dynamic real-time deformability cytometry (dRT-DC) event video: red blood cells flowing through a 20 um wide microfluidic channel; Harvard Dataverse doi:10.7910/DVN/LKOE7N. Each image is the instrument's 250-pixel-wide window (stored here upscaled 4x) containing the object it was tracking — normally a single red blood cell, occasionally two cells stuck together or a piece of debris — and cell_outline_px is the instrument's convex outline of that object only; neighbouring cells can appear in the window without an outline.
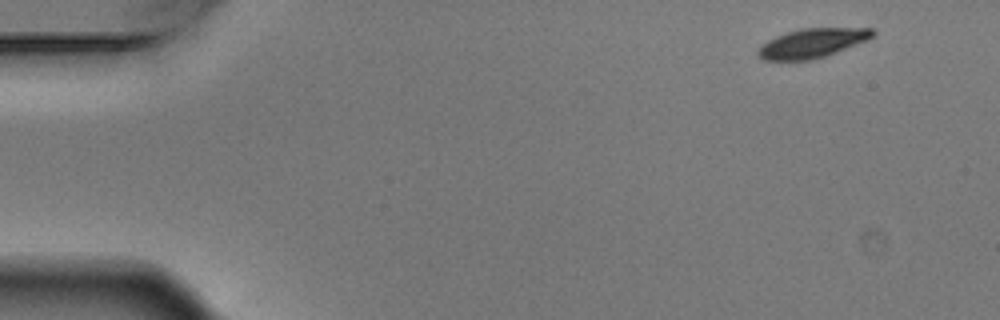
{"species": "Egyptian fruit bat (a non-hibernating species)", "species_latin": "Rousettus aegyptiacus", "temperature_condition": "warm", "stored_images_in_passage": 5, "camera_frame_rate_fps": 3000, "um_per_image_px": 0.085, "animal": {"sex": "male"}, "frame": {"image": 1, "passage_image": 1, "time_ms": 0.0, "image_size_px": [1000, 320], "cell_outline_px": [[876, 32], [868, 40], [824, 56], [808, 60], [764, 60], [756, 52], [768, 40], [776, 36], [800, 28], [872, 28]], "centroid_in_image_um": [69.06, 3.65], "position_along_channel_um": 15.9, "area_um2": 19.19}}
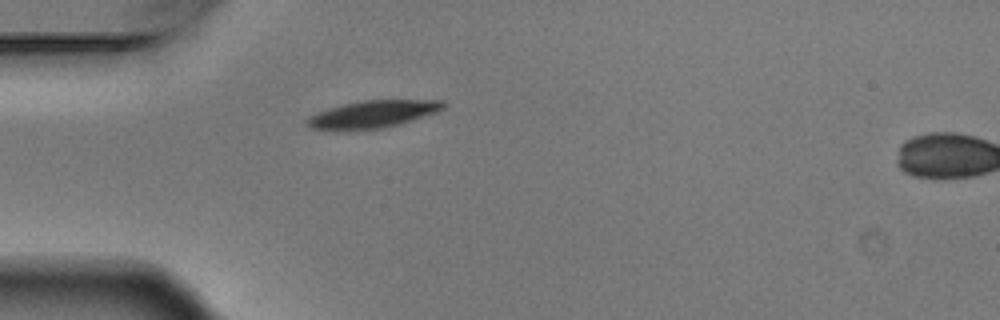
{"frame": {"image": 2, "passage_image": 4, "time_ms": 1.0, "image_size_px": [1000, 320], "cell_outline_px": [[444, 108], [436, 112], [412, 120], [380, 128], [308, 128], [304, 120], [308, 116], [316, 112], [328, 108], [360, 100], [444, 100]], "centroid_in_image_um": [31.67, 9.66], "position_along_channel_um": 53.3, "area_um2": 21.04}}